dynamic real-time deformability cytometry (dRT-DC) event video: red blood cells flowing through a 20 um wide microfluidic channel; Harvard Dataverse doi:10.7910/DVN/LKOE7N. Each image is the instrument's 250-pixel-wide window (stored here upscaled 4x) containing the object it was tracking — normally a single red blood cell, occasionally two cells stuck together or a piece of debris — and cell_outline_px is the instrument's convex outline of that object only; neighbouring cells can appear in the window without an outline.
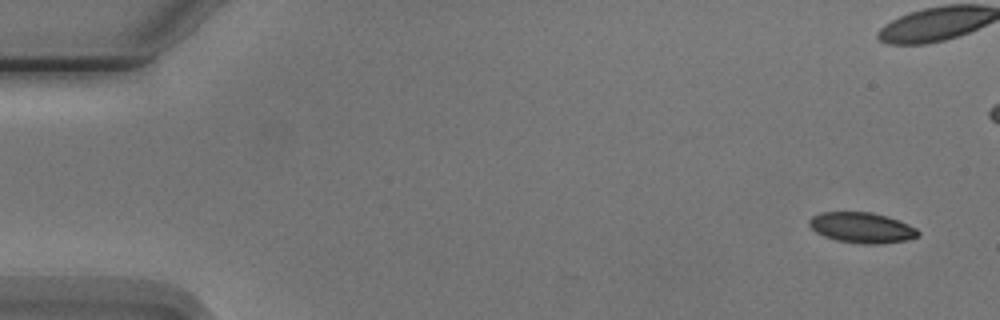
{"species": "Egyptian fruit bat (a non-hibernating species)", "species_latin": "Rousettus aegyptiacus", "temperature_condition": "cold", "stored_images_in_passage": 5, "camera_frame_rate_fps": 3000, "um_per_image_px": 0.085, "animal": {"sex": "male"}, "frame": {"image": 1, "passage_image": 1, "time_ms": 0.0, "image_size_px": [1000, 320], "cell_outline_px": [[920, 236], [908, 240], [880, 244], [860, 244], [836, 240], [824, 236], [816, 232], [808, 224], [808, 220], [812, 216], [820, 212], [872, 212], [888, 216], [908, 224], [916, 228], [920, 232]], "centroid_in_image_um": [73.27, 19.35], "position_along_channel_um": 11.7, "area_um2": 19.59}}